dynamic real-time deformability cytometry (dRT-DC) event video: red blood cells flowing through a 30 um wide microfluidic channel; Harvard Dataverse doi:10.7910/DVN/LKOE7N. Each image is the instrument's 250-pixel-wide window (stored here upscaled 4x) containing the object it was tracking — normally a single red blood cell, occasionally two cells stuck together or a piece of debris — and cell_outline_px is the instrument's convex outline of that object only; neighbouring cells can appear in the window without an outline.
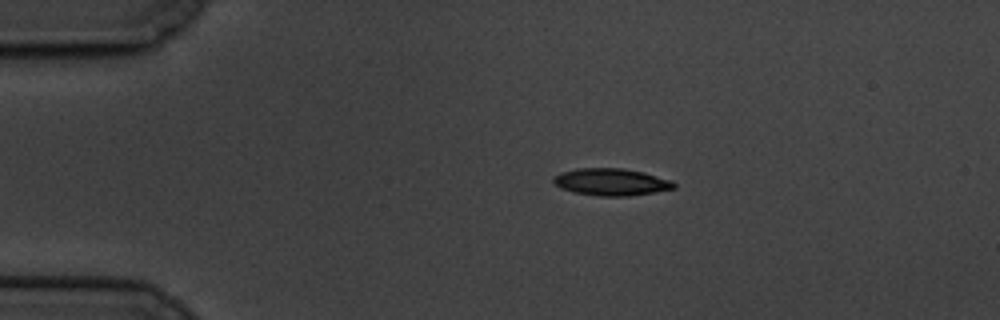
{"species": "common noctule bat (a hibernating species)", "species_latin": "Nyctalus noctula", "temperature_condition": "cold", "stored_images_in_passage": 6, "camera_frame_rate_fps": 3000, "um_per_image_px": 0.085, "animal": {"sex": "male", "body_mass_g": 19.5, "forearm_length_mm": 54.6}, "frame": {"image": 1, "passage_image": 3, "time_ms": 2.0, "image_size_px": [1000, 320], "cell_outline_px": [[676, 188], [656, 192], [628, 196], [600, 196], [572, 192], [560, 188], [552, 180], [552, 176], [560, 172], [576, 168], [624, 168], [644, 172], [672, 180], [676, 184]], "centroid_in_image_um": [51.95, 15.46], "position_along_channel_um": 33.1, "area_um2": 19.31}}
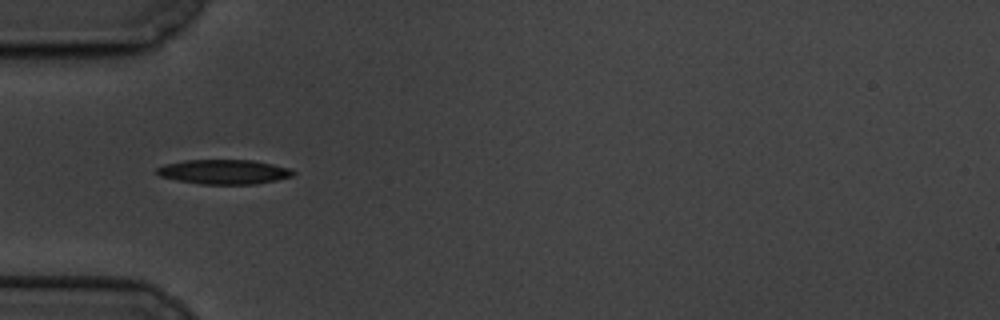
{"frame": {"image": 2, "passage_image": 5, "time_ms": 4.333, "image_size_px": [1000, 320], "cell_outline_px": [[296, 172], [292, 176], [276, 180], [256, 184], [200, 184], [176, 180], [160, 176], [156, 172], [156, 168], [164, 164], [184, 160], [252, 160], [292, 168]], "centroid_in_image_um": [19.04, 14.6], "position_along_channel_um": 66.0, "area_um2": 19.59}}
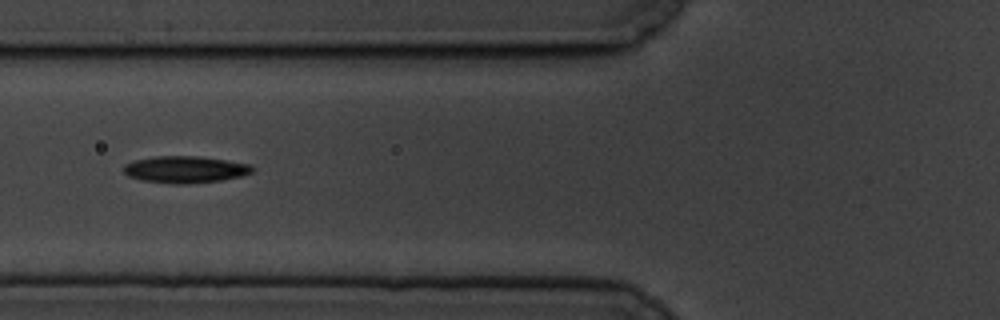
{"frame": {"image": 3, "passage_image": 6, "time_ms": 5.667, "image_size_px": [1000, 320], "cell_outline_px": [[256, 168], [252, 172], [240, 176], [220, 180], [188, 184], [172, 184], [140, 180], [128, 176], [124, 172], [124, 164], [136, 160], [156, 156], [200, 156], [252, 164]], "centroid_in_image_um": [15.76, 14.4], "position_along_channel_um": 110.0, "area_um2": 20.23}}